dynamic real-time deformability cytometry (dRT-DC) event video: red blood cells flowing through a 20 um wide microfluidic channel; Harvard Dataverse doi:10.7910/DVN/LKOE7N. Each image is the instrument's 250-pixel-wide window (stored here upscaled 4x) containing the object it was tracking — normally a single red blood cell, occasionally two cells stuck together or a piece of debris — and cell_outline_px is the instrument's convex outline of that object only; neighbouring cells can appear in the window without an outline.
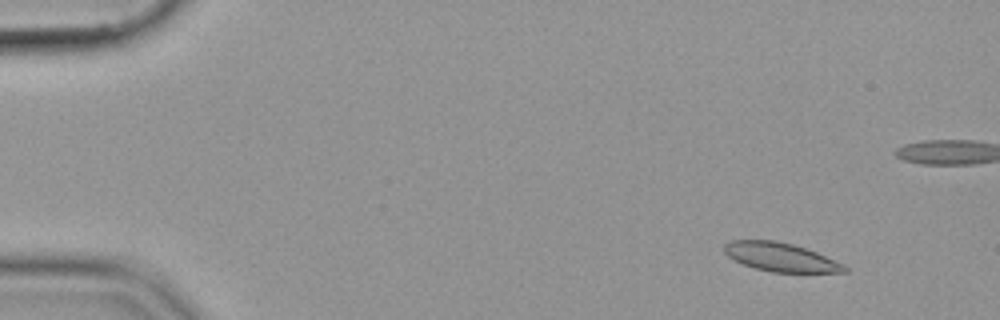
{"species": "common noctule bat (a hibernating species)", "species_latin": "Nyctalus noctula", "temperature_condition": "cold", "stored_images_in_passage": 51, "camera_frame_rate_fps": 3000, "um_per_image_px": 0.085, "animal": {"sex": "female", "body_mass_g": 19.9}, "frame": {"image": 1, "passage_image": 1, "time_ms": 0.0, "image_size_px": [1000, 320], "cell_outline_px": [[848, 272], [772, 272], [756, 268], [744, 264], [728, 256], [724, 252], [724, 244], [728, 240], [776, 240], [792, 244], [816, 252], [844, 264], [848, 268]], "centroid_in_image_um": [66.35, 21.84], "position_along_channel_um": 18.7, "area_um2": 19.94}}
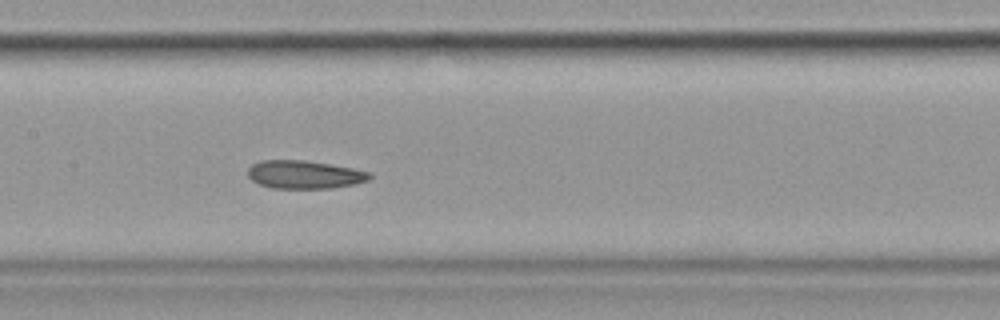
{"frame": {"image": 2, "passage_image": 23, "time_ms": 7.333, "image_size_px": [1000, 320], "cell_outline_px": [[372, 176], [368, 180], [356, 184], [332, 188], [272, 188], [260, 184], [252, 180], [248, 176], [248, 168], [252, 164], [260, 160], [304, 160], [352, 168], [372, 172]], "centroid_in_image_um": [25.89, 14.84], "position_along_channel_um": 181.5, "area_um2": 20.0}}
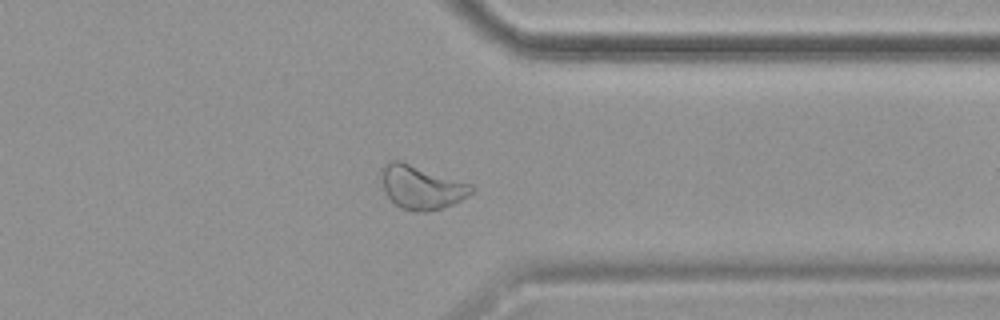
{"frame": {"image": 3, "passage_image": 39, "time_ms": 12.667, "image_size_px": [1000, 320], "cell_outline_px": [[476, 188], [468, 196], [452, 204], [428, 212], [424, 212], [400, 208], [388, 196], [384, 188], [380, 176], [380, 172], [392, 160], [400, 160], [472, 184]], "centroid_in_image_um": [35.84, 15.91], "position_along_channel_um": 375.6, "area_um2": 22.66}}